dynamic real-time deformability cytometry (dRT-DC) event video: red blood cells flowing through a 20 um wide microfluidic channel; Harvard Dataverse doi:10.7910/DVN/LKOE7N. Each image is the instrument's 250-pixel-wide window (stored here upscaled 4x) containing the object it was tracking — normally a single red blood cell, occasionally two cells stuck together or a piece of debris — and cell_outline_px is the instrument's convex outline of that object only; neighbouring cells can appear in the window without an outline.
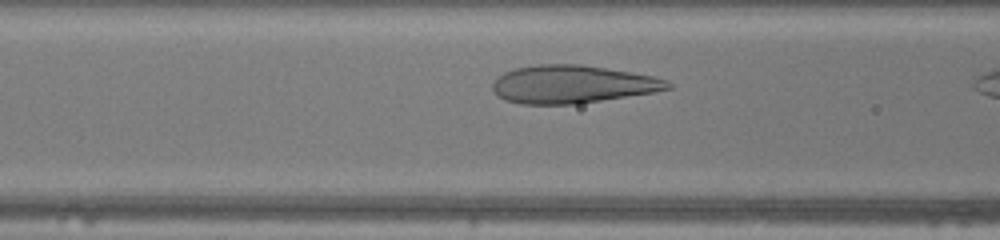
{"species": "human", "species_latin": "Homo sapiens", "temperature_condition": "warm", "stored_images_in_passage": 7, "camera_frame_rate_fps": 3000, "um_per_image_px": 0.085, "donor": {"sex": "female"}, "frame": {"image": 1, "passage_image": 5, "time_ms": 1.333, "image_size_px": [1000, 240], "cell_outline_px": [[672, 88], [652, 92], [580, 104], [520, 104], [504, 100], [492, 88], [492, 80], [496, 76], [504, 72], [516, 68], [536, 64], [580, 64], [652, 76], [668, 80], [672, 84]], "centroid_in_image_um": [48.61, 7.17], "position_along_channel_um": 118.0, "area_um2": 38.73}}